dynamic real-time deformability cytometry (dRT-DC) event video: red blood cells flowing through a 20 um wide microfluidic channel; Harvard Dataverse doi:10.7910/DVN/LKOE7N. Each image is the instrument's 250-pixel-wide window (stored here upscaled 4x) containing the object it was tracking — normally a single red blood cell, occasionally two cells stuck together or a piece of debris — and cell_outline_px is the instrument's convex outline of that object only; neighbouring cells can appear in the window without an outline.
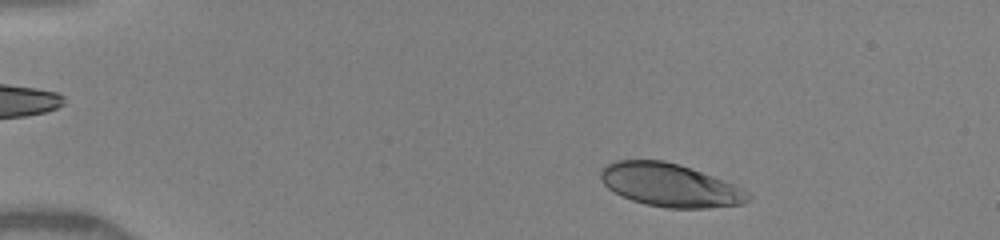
{"species": "human", "species_latin": "Homo sapiens", "temperature_condition": "warm", "stored_images_in_passage": 29, "camera_frame_rate_fps": 3000, "um_per_image_px": 0.085, "donor": {"sex": "female"}, "frame": {"image": 1, "passage_image": 3, "time_ms": 1.0, "image_size_px": [1000, 240], "cell_outline_px": [[752, 200], [740, 204], [704, 208], [668, 208], [648, 204], [632, 200], [608, 188], [600, 180], [600, 172], [608, 164], [616, 160], [664, 160], [680, 164], [712, 176], [732, 184], [748, 192], [752, 196]], "centroid_in_image_um": [56.95, 15.73], "position_along_channel_um": 28.1, "area_um2": 36.65}}
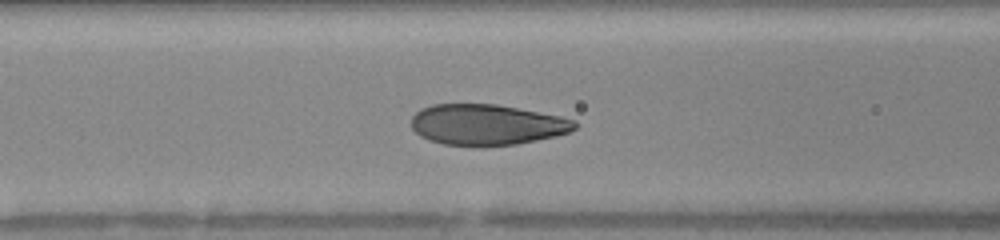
{"frame": {"image": 2, "passage_image": 14, "time_ms": 5.333, "image_size_px": [1000, 240], "cell_outline_px": [[580, 124], [576, 128], [568, 132], [556, 136], [516, 144], [444, 144], [428, 140], [420, 136], [412, 128], [412, 116], [420, 108], [432, 104], [496, 104], [560, 116], [576, 120]], "centroid_in_image_um": [41.39, 10.57], "position_along_channel_um": 125.2, "area_um2": 38.38}}
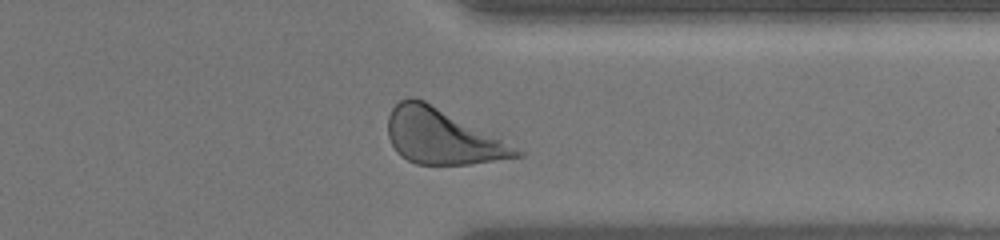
{"frame": {"image": 3, "passage_image": 26, "time_ms": 11.333, "image_size_px": [1000, 240], "cell_outline_px": [[524, 156], [468, 164], [416, 164], [400, 156], [396, 152], [388, 136], [388, 116], [392, 108], [400, 100], [408, 96], [412, 96], [424, 100], [500, 136], [524, 152]], "centroid_in_image_um": [37.61, 11.59], "position_along_channel_um": 373.8, "area_um2": 41.67}, "authors_computed_cell_mechanics": {"area_um2": 39.4774, "velocity_mm_per_s": 4.1533, "shape_relaxation_time_tau1_ms": 2.2581, "shape_relaxation_time_tau2_ms": null, "deformation_change_tau1": 0.1575, "deformation_change_tau2": null}}